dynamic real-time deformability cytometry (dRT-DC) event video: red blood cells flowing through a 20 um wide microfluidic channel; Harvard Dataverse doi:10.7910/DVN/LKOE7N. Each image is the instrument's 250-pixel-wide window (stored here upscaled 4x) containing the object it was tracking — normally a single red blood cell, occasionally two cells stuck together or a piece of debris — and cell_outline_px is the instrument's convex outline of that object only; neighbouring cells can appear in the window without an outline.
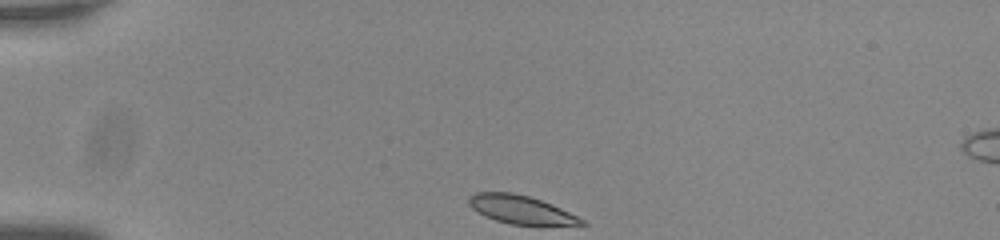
{"species": "common noctule bat (a hibernating species)", "species_latin": "Nyctalus noctula", "temperature_condition": "room temperature", "stored_images_in_passage": 37, "camera_frame_rate_fps": 3000, "um_per_image_px": 0.085, "animal": {"sex": "male", "body_mass_g": 20.0, "forearm_length_mm": 53.3}, "frame": {"image": 1, "passage_image": 1, "time_ms": 0.0, "image_size_px": [1000, 240], "cell_outline_px": [[588, 224], [512, 224], [496, 220], [484, 216], [472, 208], [468, 204], [468, 200], [476, 192], [512, 192], [528, 196], [552, 204], [584, 220]], "centroid_in_image_um": [44.22, 17.8], "position_along_channel_um": 40.8, "area_um2": 18.09}}
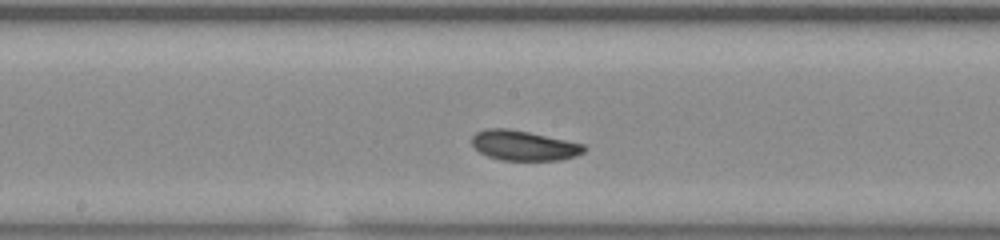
{"frame": {"image": 2, "passage_image": 18, "time_ms": 5.667, "image_size_px": [1000, 240], "cell_outline_px": [[588, 148], [584, 152], [576, 156], [560, 160], [500, 160], [488, 156], [480, 152], [472, 144], [472, 136], [476, 132], [488, 128], [508, 128], [528, 132], [584, 144]], "centroid_in_image_um": [44.53, 12.37], "position_along_channel_um": 203.7, "area_um2": 19.54}}
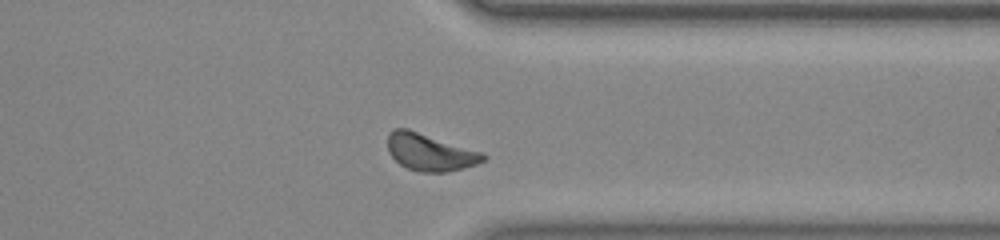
{"frame": {"image": 3, "passage_image": 32, "time_ms": 10.333, "image_size_px": [1000, 240], "cell_outline_px": [[488, 156], [484, 160], [476, 164], [464, 168], [444, 172], [420, 172], [408, 168], [400, 164], [388, 152], [388, 132], [392, 128], [408, 128], [480, 152]], "centroid_in_image_um": [36.51, 12.93], "position_along_channel_um": 374.9, "area_um2": 20.46}, "authors_computed_cell_mechanics": {"area_um2": 19.7098, "velocity_mm_per_s": 3.6917, "shape_relaxation_time_tau1_ms": 3.635, "shape_relaxation_time_tau2_ms": null, "deformation_change_tau1": 0.0805, "deformation_change_tau2": null}}